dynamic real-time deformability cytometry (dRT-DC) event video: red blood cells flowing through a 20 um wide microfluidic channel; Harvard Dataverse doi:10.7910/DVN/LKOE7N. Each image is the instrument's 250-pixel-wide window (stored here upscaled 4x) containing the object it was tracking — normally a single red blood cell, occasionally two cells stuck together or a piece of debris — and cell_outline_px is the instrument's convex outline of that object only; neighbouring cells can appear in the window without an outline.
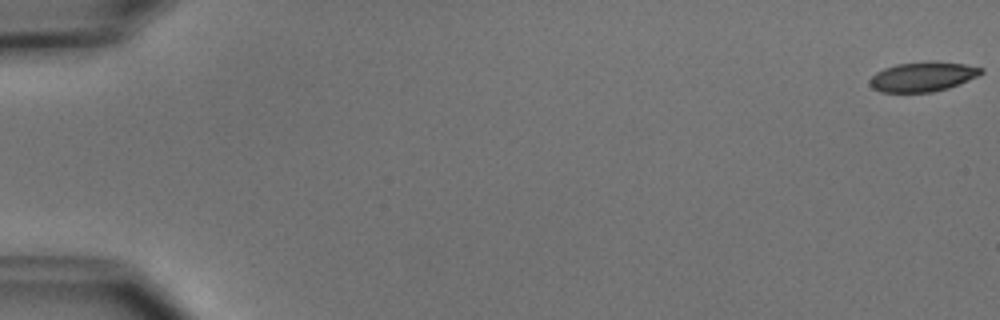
{"species": "common noctule bat (a hibernating species)", "species_latin": "Nyctalus noctula", "temperature_condition": "cold", "stored_images_in_passage": 5, "camera_frame_rate_fps": 3000, "um_per_image_px": 0.085, "animal": {"sex": "male", "body_mass_g": 15.6}, "frame": {"image": 1, "passage_image": 1, "time_ms": 0.0, "image_size_px": [1000, 320], "cell_outline_px": [[984, 72], [968, 80], [948, 88], [932, 92], [880, 92], [872, 88], [868, 84], [868, 80], [876, 72], [884, 68], [896, 64], [928, 60], [936, 60], [964, 64], [984, 68]], "centroid_in_image_um": [78.41, 6.5], "position_along_channel_um": 6.6, "area_um2": 19.54}}
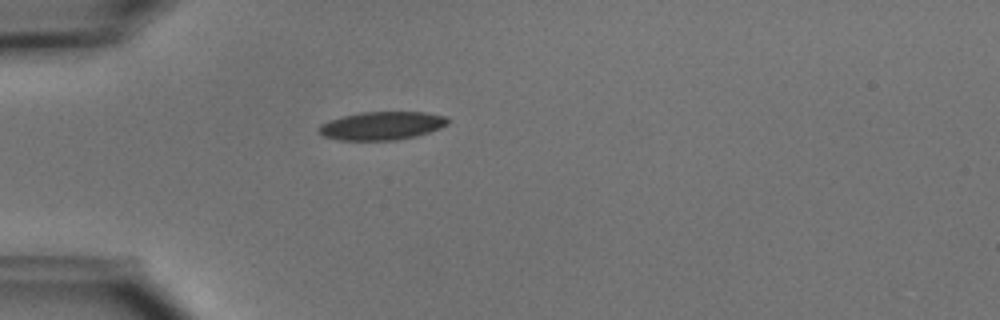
{"frame": {"image": 2, "passage_image": 5, "time_ms": 5.0, "image_size_px": [1000, 320], "cell_outline_px": [[452, 120], [448, 124], [440, 128], [416, 136], [396, 140], [340, 140], [324, 136], [316, 128], [320, 124], [328, 120], [360, 112], [424, 112], [444, 116]], "centroid_in_image_um": [32.46, 10.68], "position_along_channel_um": 52.5, "area_um2": 21.27}}